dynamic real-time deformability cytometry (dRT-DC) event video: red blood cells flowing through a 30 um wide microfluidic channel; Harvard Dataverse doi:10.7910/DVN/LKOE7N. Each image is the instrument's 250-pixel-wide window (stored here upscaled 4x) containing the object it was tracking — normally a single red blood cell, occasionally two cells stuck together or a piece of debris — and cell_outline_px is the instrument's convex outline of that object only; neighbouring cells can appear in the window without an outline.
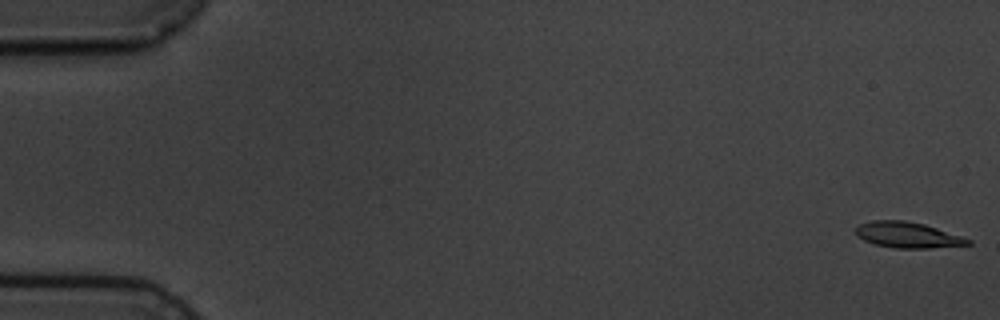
{"species": "common noctule bat (a hibernating species)", "species_latin": "Nyctalus noctula", "temperature_condition": "cold", "stored_images_in_passage": 5, "camera_frame_rate_fps": 3000, "um_per_image_px": 0.085, "animal": {"sex": "male", "body_mass_g": 19.5, "forearm_length_mm": 54.6}, "frame": {"image": 1, "passage_image": 1, "time_ms": 0.0, "image_size_px": [1000, 320], "cell_outline_px": [[972, 244], [928, 248], [896, 248], [876, 244], [864, 240], [856, 236], [856, 228], [860, 224], [872, 220], [904, 220], [924, 224], [972, 240]], "centroid_in_image_um": [77.13, 19.97], "position_along_channel_um": 7.9, "area_um2": 16.65}}
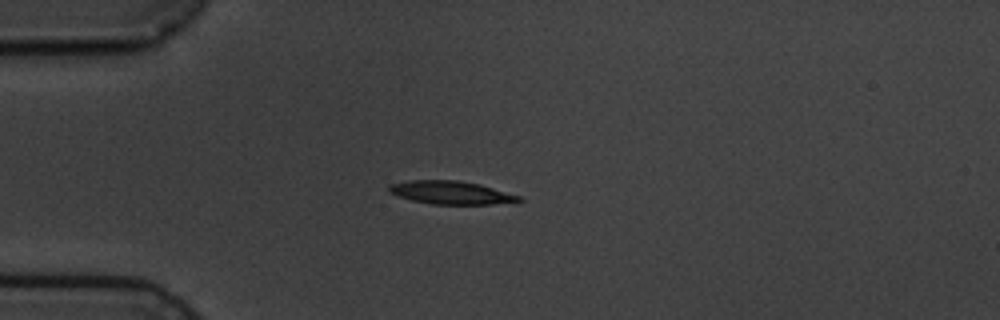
{"frame": {"image": 2, "passage_image": 5, "time_ms": 4.667, "image_size_px": [1000, 320], "cell_outline_px": [[524, 200], [492, 204], [432, 204], [412, 200], [396, 196], [388, 192], [388, 184], [408, 180], [456, 180], [480, 184], [520, 196]], "centroid_in_image_um": [38.26, 16.36], "position_along_channel_um": 46.7, "area_um2": 17.51}}